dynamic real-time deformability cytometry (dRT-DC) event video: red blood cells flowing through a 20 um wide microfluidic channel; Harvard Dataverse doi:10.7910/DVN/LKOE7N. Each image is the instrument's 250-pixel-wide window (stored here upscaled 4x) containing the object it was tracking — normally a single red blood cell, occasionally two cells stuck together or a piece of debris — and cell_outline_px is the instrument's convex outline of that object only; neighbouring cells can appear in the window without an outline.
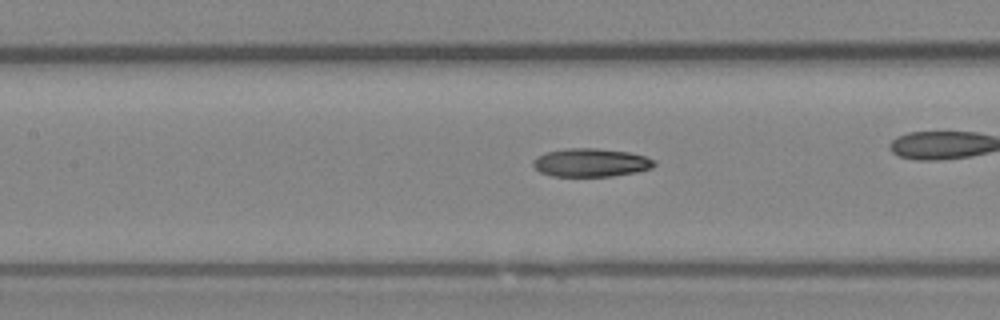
{"species": "Egyptian fruit bat (a non-hibernating species)", "species_latin": "Rousettus aegyptiacus", "temperature_condition": "room temperature", "stored_images_in_passage": 40, "camera_frame_rate_fps": 3000, "um_per_image_px": 0.085, "animal": {"sex": "female"}, "frame": {"image": 1, "passage_image": 23, "time_ms": 7.333, "image_size_px": [1000, 320], "cell_outline_px": [[656, 164], [652, 168], [636, 172], [612, 176], [552, 176], [540, 172], [532, 164], [532, 160], [536, 156], [548, 152], [564, 148], [596, 148], [628, 152], [644, 156], [656, 160]], "centroid_in_image_um": [50.22, 13.82], "position_along_channel_um": 157.2, "area_um2": 20.06}}